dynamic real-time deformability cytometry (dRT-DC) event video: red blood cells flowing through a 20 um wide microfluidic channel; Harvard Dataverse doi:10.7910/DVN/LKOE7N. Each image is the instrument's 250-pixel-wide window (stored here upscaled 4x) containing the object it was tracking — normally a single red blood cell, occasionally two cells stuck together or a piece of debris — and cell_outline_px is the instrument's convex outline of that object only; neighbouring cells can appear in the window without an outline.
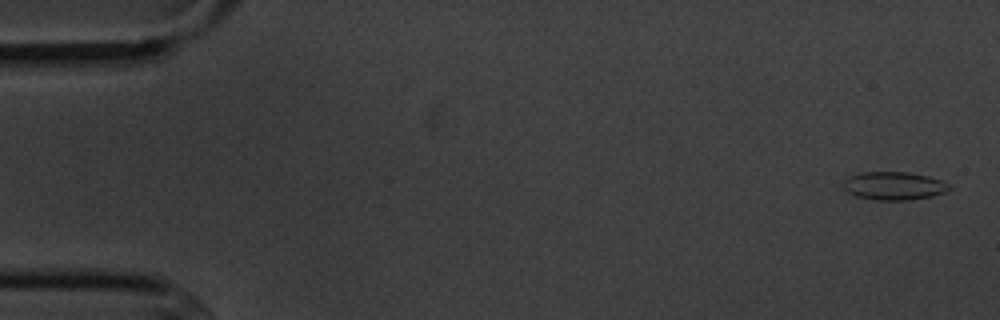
{"species": "common noctule bat (a hibernating species)", "species_latin": "Nyctalus noctula", "temperature_condition": "cold", "stored_images_in_passage": 8, "camera_frame_rate_fps": 3000, "um_per_image_px": 0.085, "animal": {"sex": "male", "body_mass_g": 20.1, "forearm_length_mm": 53.5}, "frame": {"image": 1, "passage_image": 1, "time_ms": 0.0, "image_size_px": [1000, 320], "cell_outline_px": [[952, 188], [944, 192], [932, 196], [912, 200], [876, 200], [856, 196], [848, 192], [844, 188], [844, 180], [860, 172], [908, 172], [928, 176], [940, 180], [948, 184]], "centroid_in_image_um": [76.0, 15.8], "position_along_channel_um": 9.0, "area_um2": 17.28}}
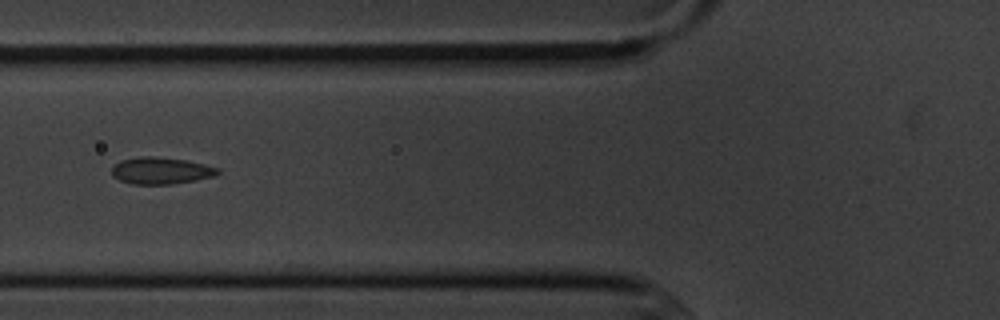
{"frame": {"image": 2, "passage_image": 6, "time_ms": 6.333, "image_size_px": [1000, 320], "cell_outline_px": [[220, 172], [212, 176], [196, 180], [172, 184], [132, 184], [120, 180], [112, 176], [112, 168], [120, 160], [140, 156], [152, 156], [188, 160], [220, 168]], "centroid_in_image_um": [13.68, 14.5], "position_along_channel_um": 112.1, "area_um2": 16.59}}
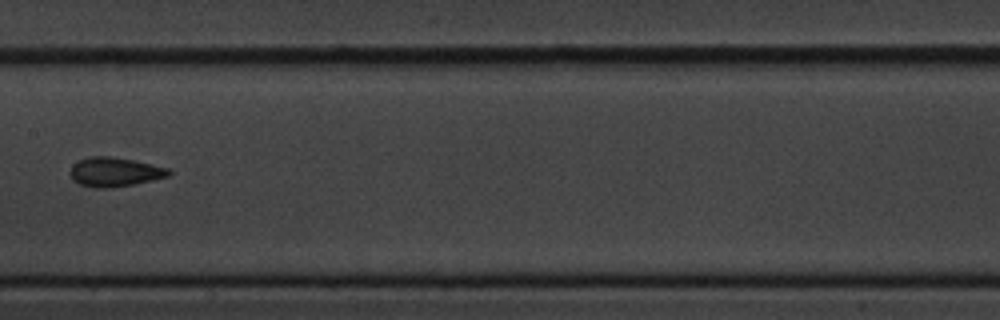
{"frame": {"image": 3, "passage_image": 8, "time_ms": 8.667, "image_size_px": [1000, 320], "cell_outline_px": [[172, 172], [168, 176], [152, 180], [112, 188], [96, 188], [80, 184], [72, 180], [68, 172], [72, 164], [80, 160], [92, 156], [112, 156], [132, 160], [168, 168]], "centroid_in_image_um": [9.7, 14.62], "position_along_channel_um": 197.7, "area_um2": 16.76}}